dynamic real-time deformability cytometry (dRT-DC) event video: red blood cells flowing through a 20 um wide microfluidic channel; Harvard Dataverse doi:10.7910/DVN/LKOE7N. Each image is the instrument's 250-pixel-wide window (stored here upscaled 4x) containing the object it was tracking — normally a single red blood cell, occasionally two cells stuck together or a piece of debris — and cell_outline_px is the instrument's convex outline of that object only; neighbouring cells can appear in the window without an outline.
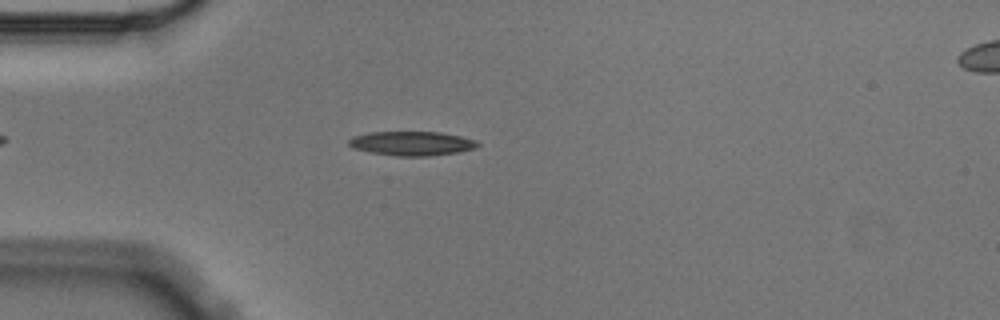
{"species": "Egyptian fruit bat (a non-hibernating species)", "species_latin": "Rousettus aegyptiacus", "temperature_condition": "cold", "stored_images_in_passage": 4, "camera_frame_rate_fps": 3000, "um_per_image_px": 0.085, "animal": {"sex": "male"}, "frame": {"image": 1, "passage_image": 3, "time_ms": 0.667, "image_size_px": [1000, 320], "cell_outline_px": [[480, 144], [476, 148], [456, 152], [428, 156], [396, 156], [372, 152], [352, 148], [348, 144], [348, 140], [352, 136], [368, 132], [440, 132], [460, 136], [476, 140]], "centroid_in_image_um": [34.98, 12.18], "position_along_channel_um": 50.0, "area_um2": 18.15}}